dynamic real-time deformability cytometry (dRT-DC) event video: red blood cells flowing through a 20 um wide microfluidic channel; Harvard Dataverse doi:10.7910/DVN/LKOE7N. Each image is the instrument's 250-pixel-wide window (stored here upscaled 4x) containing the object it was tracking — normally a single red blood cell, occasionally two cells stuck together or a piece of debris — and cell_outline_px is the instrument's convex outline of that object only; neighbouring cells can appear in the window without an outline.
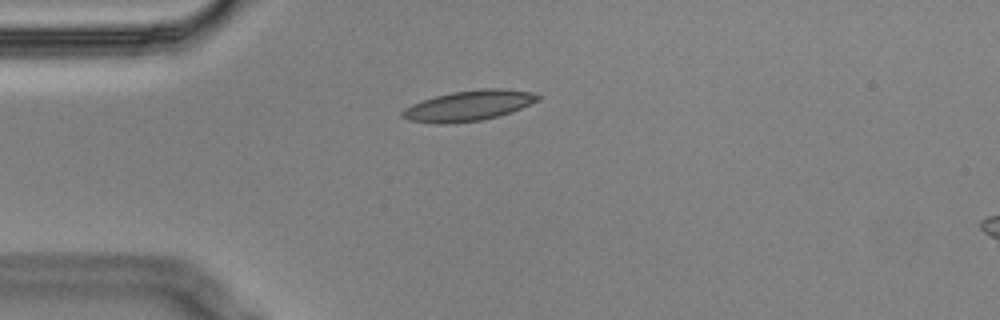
{"species": "Egyptian fruit bat (a non-hibernating species)", "species_latin": "Rousettus aegyptiacus", "temperature_condition": "cold", "stored_images_in_passage": 2, "camera_frame_rate_fps": 3000, "um_per_image_px": 0.085, "animal": {"sex": "male"}, "frame": {"image": 1, "passage_image": 1, "time_ms": 0.0, "image_size_px": [1000, 320], "cell_outline_px": [[544, 96], [540, 100], [512, 112], [480, 120], [440, 124], [436, 124], [408, 120], [400, 116], [400, 112], [404, 108], [420, 100], [452, 92], [484, 88], [500, 88], [532, 92]], "centroid_in_image_um": [39.84, 8.97], "position_along_channel_um": 45.2, "area_um2": 24.1}}